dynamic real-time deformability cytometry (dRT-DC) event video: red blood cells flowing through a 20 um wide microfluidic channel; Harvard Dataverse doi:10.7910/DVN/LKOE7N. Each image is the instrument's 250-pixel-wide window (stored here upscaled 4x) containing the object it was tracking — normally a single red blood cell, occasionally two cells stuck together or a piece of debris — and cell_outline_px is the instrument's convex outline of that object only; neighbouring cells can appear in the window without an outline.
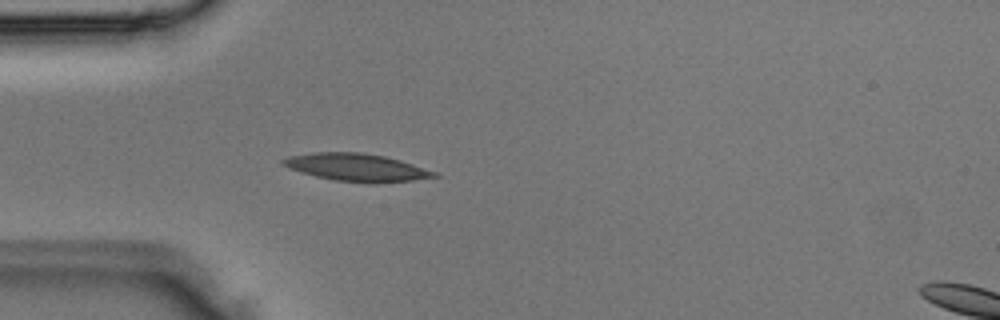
{"species": "Egyptian fruit bat (a non-hibernating species)", "species_latin": "Rousettus aegyptiacus", "temperature_condition": "room temperature", "stored_images_in_passage": 2, "camera_frame_rate_fps": 3000, "um_per_image_px": 0.085, "animal": {"sex": "male"}, "frame": {"image": 1, "passage_image": 2, "time_ms": 0.333, "image_size_px": [1000, 320], "cell_outline_px": [[440, 176], [412, 180], [336, 180], [316, 176], [288, 168], [280, 164], [280, 160], [288, 156], [312, 152], [364, 152], [384, 156], [400, 160], [436, 172]], "centroid_in_image_um": [30.21, 14.17], "position_along_channel_um": 54.8, "area_um2": 23.29}}